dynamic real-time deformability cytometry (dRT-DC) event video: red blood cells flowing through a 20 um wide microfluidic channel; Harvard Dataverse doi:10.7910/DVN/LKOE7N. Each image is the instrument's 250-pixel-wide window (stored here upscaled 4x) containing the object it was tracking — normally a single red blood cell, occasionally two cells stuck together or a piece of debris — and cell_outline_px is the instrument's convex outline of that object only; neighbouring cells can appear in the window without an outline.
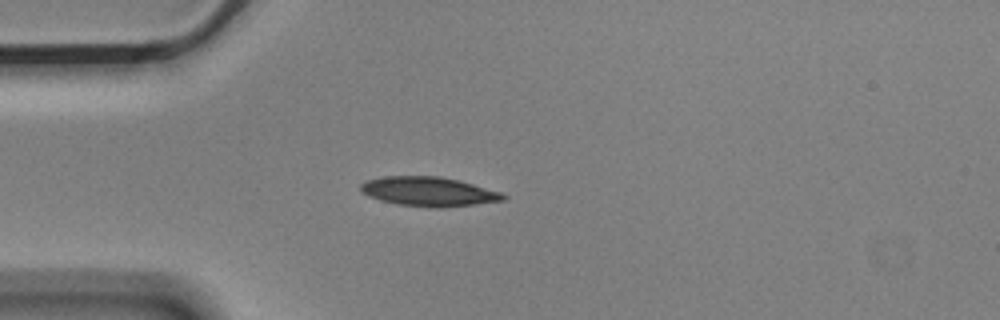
{"species": "Egyptian fruit bat (a non-hibernating species)", "species_latin": "Rousettus aegyptiacus", "temperature_condition": "cold", "stored_images_in_passage": 5, "camera_frame_rate_fps": 3000, "um_per_image_px": 0.085, "animal": {"sex": "male"}, "frame": {"image": 1, "passage_image": 5, "time_ms": 1.333, "image_size_px": [1000, 320], "cell_outline_px": [[508, 196], [504, 200], [440, 208], [436, 208], [396, 204], [380, 200], [368, 196], [360, 188], [360, 184], [368, 180], [384, 176], [440, 176], [504, 192]], "centroid_in_image_um": [36.45, 16.28], "position_along_channel_um": 48.6, "area_um2": 24.22}}